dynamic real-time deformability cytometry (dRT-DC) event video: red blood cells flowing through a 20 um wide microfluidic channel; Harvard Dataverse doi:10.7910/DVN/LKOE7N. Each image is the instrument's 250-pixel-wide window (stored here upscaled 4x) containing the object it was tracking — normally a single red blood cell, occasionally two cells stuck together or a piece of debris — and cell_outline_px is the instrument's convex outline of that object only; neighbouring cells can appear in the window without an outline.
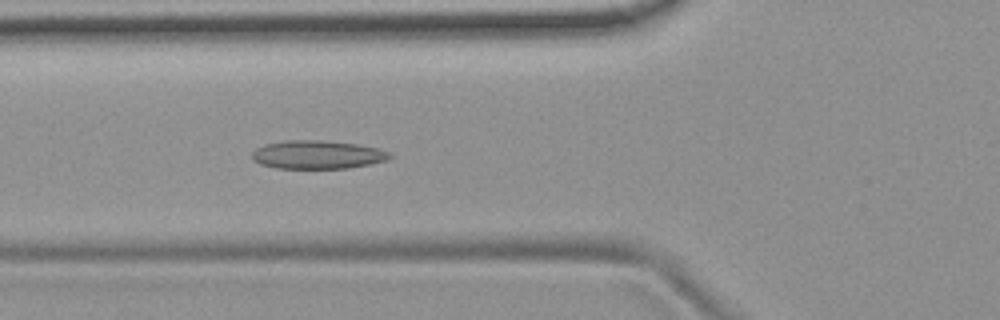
{"species": "common noctule bat (a hibernating species)", "species_latin": "Nyctalus noctula", "temperature_condition": "room temperature", "stored_images_in_passage": 41, "camera_frame_rate_fps": 3000, "um_per_image_px": 0.085, "animal": {"sex": "female", "body_mass_g": 19.9}, "frame": {"image": 1, "passage_image": 7, "time_ms": 2.0, "image_size_px": [1000, 320], "cell_outline_px": [[392, 156], [388, 160], [348, 168], [276, 168], [260, 164], [252, 160], [252, 152], [256, 148], [264, 144], [284, 140], [320, 140], [356, 144], [376, 148], [388, 152]], "centroid_in_image_um": [26.93, 13.14], "position_along_channel_um": 98.9, "area_um2": 22.72}}
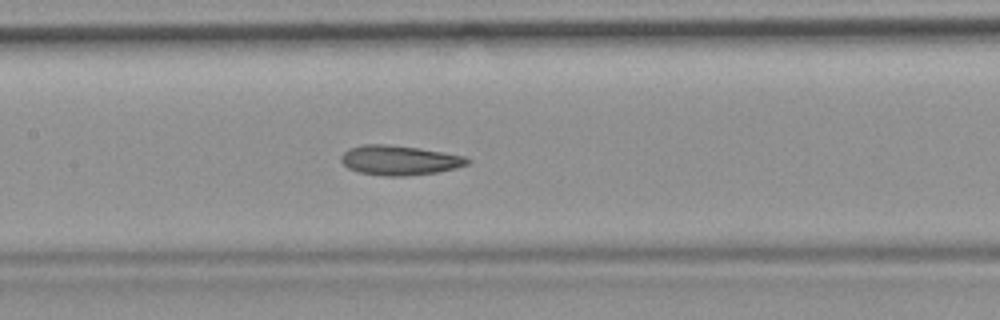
{"frame": {"image": 2, "passage_image": 13, "time_ms": 4.0, "image_size_px": [1000, 320], "cell_outline_px": [[472, 160], [468, 164], [456, 168], [436, 172], [404, 176], [384, 176], [360, 172], [348, 168], [340, 160], [340, 156], [348, 148], [364, 144], [388, 144], [420, 148], [464, 156]], "centroid_in_image_um": [33.94, 13.61], "position_along_channel_um": 173.5, "area_um2": 21.85}}
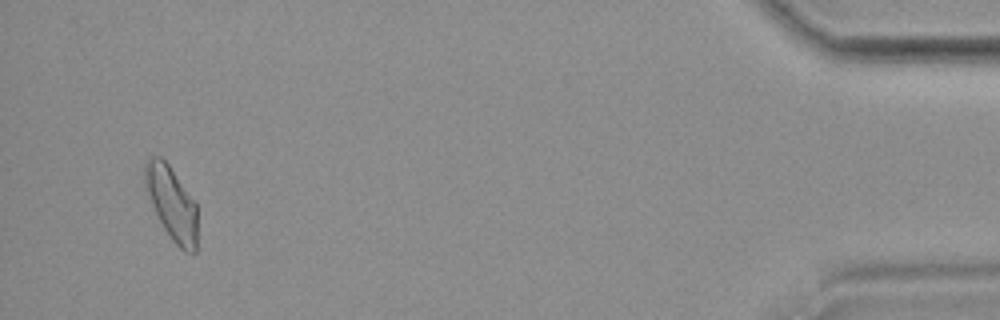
{"frame": {"image": 3, "passage_image": 39, "time_ms": 12.667, "image_size_px": [1000, 320], "cell_outline_px": [[196, 252], [184, 252], [172, 240], [164, 228], [144, 188], [144, 160], [152, 156], [160, 156], [168, 164], [196, 204]], "centroid_in_image_um": [14.56, 17.25], "position_along_channel_um": 420.6, "area_um2": 22.14}, "authors_computed_cell_mechanics": {"area_um2": 21.5016, "velocity_mm_per_s": 3.7266, "shape_relaxation_time_tau1_ms": null, "shape_relaxation_time_tau2_ms": 4.2468, "deformation_change_tau1": null, "deformation_change_tau2": 0.1279}}